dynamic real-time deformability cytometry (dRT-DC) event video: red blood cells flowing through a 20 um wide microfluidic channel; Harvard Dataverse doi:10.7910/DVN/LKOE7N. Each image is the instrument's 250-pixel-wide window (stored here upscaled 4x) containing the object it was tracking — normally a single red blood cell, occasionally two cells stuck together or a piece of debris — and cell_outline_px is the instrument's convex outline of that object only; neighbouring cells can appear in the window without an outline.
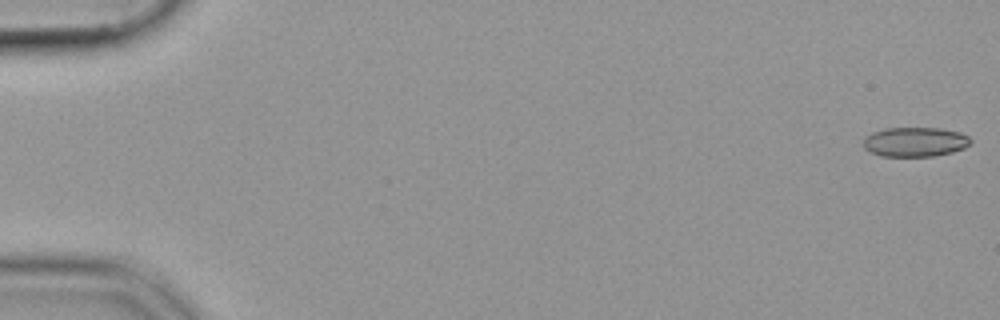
{"species": "common noctule bat (a hibernating species)", "species_latin": "Nyctalus noctula", "temperature_condition": "cold", "stored_images_in_passage": 53, "camera_frame_rate_fps": 3000, "um_per_image_px": 0.085, "animal": {"sex": "female", "body_mass_g": 19.9}, "frame": {"image": 1, "passage_image": 1, "time_ms": 0.0, "image_size_px": [1000, 320], "cell_outline_px": [[972, 140], [964, 148], [952, 152], [932, 156], [880, 156], [864, 148], [860, 144], [864, 136], [872, 132], [884, 128], [940, 128], [960, 132], [968, 136]], "centroid_in_image_um": [77.72, 12.05], "position_along_channel_um": 7.3, "area_um2": 18.61}}
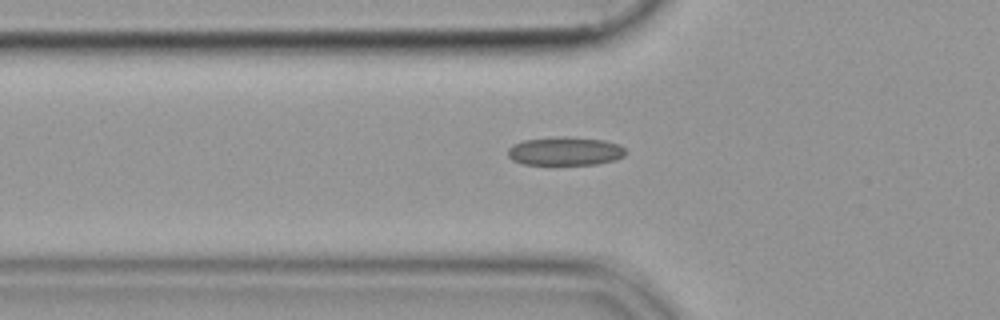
{"frame": {"image": 2, "passage_image": 19, "time_ms": 6.0, "image_size_px": [1000, 320], "cell_outline_px": [[628, 152], [624, 156], [616, 160], [596, 164], [524, 164], [512, 160], [508, 156], [508, 148], [512, 144], [524, 140], [556, 136], [564, 136], [604, 140], [620, 144]], "centroid_in_image_um": [48.05, 12.84], "position_along_channel_um": 77.7, "area_um2": 19.77}}
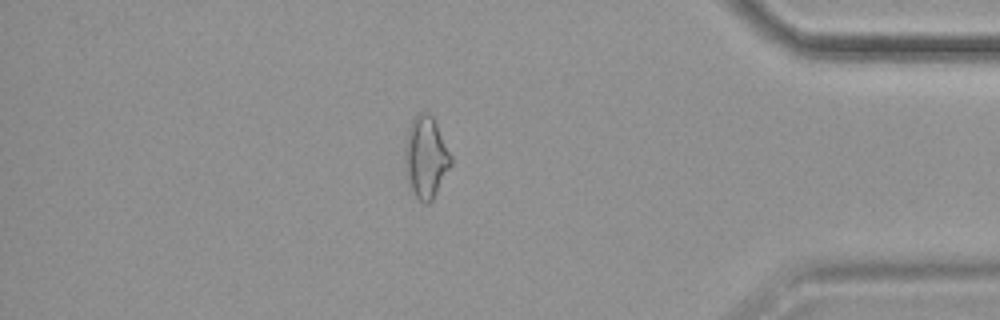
{"frame": {"image": 3, "passage_image": 47, "time_ms": 15.333, "image_size_px": [1000, 320], "cell_outline_px": [[452, 164], [432, 200], [428, 204], [424, 204], [408, 188], [404, 168], [404, 144], [408, 128], [412, 116], [416, 112], [428, 112], [432, 116], [452, 156]], "centroid_in_image_um": [36.15, 13.36], "position_along_channel_um": 399.0, "area_um2": 22.43}}